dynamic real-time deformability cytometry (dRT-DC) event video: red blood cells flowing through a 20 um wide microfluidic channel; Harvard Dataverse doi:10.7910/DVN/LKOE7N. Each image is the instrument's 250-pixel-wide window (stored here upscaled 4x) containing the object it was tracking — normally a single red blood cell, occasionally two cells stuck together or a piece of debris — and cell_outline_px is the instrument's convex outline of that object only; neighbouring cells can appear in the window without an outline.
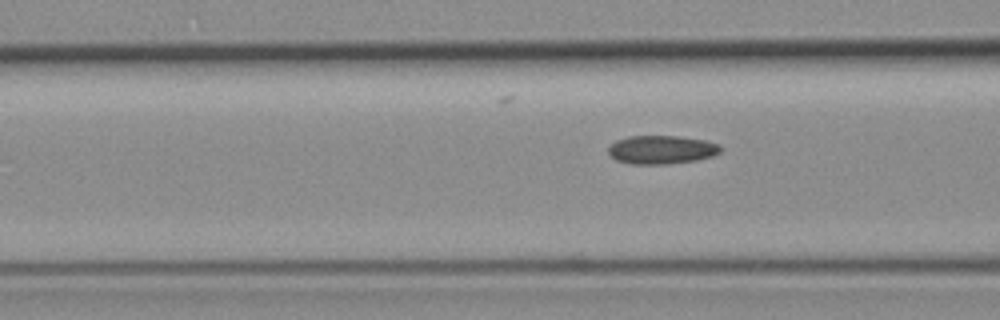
{"species": "common noctule bat (a hibernating species)", "species_latin": "Nyctalus noctula", "temperature_condition": "room temperature", "stored_images_in_passage": 7, "segment_of_instrument_passage": [2, 2], "camera_frame_rate_fps": 3000, "um_per_image_px": 0.085, "animal": {"sex": "female", "body_mass_g": 19.3, "forearm_length_mm": 54.1}, "frame": {"image": 1, "passage_image": 7, "time_ms": 8.0, "image_size_px": [1000, 320], "cell_outline_px": [[724, 148], [720, 152], [712, 156], [696, 160], [668, 164], [632, 164], [616, 160], [608, 152], [608, 148], [616, 140], [628, 136], [676, 136], [704, 140], [720, 144]], "centroid_in_image_um": [56.25, 12.72], "position_along_channel_um": 110.3, "area_um2": 18.67}}